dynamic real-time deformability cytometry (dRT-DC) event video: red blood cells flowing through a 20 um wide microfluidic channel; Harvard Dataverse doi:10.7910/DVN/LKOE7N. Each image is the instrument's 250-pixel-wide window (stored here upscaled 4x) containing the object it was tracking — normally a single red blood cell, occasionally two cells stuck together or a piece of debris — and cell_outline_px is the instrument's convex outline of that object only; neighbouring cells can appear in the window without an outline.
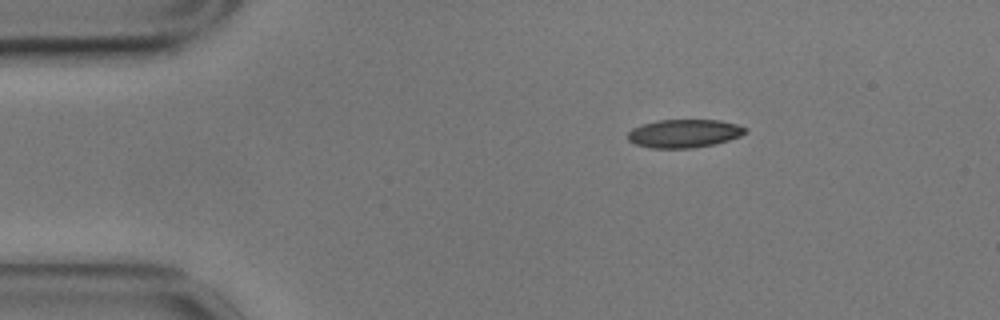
{"species": "common noctule bat (a hibernating species)", "species_latin": "Nyctalus noctula", "temperature_condition": "cold", "stored_images_in_passage": 49, "camera_frame_rate_fps": 3000, "um_per_image_px": 0.085, "animal": {"sex": "male", "body_mass_g": 17.9}, "frame": {"image": 1, "passage_image": 1, "time_ms": 0.0, "image_size_px": [1000, 320], "cell_outline_px": [[748, 132], [740, 136], [728, 140], [712, 144], [692, 148], [652, 148], [636, 144], [628, 140], [628, 132], [632, 128], [644, 124], [660, 120], [720, 120], [736, 124], [748, 128]], "centroid_in_image_um": [58.17, 11.34], "position_along_channel_um": 26.8, "area_um2": 19.25}}
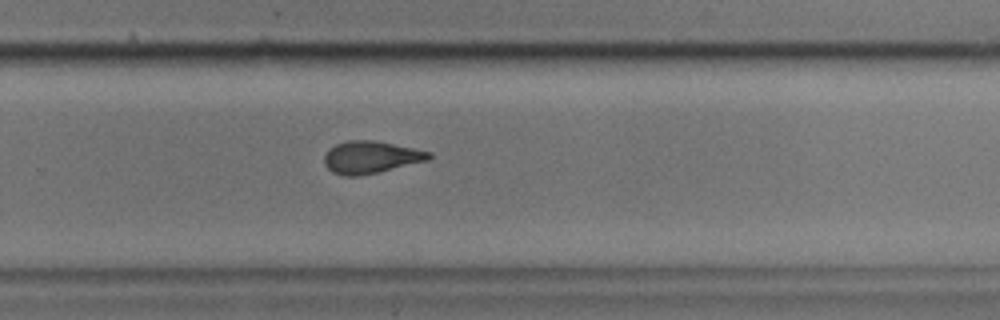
{"frame": {"image": 2, "passage_image": 29, "time_ms": 9.333, "image_size_px": [1000, 320], "cell_outline_px": [[432, 156], [428, 160], [376, 172], [356, 176], [344, 176], [332, 172], [324, 164], [324, 156], [328, 148], [336, 144], [348, 140], [372, 140], [432, 152]], "centroid_in_image_um": [31.47, 13.36], "position_along_channel_um": 298.3, "area_um2": 19.42}}
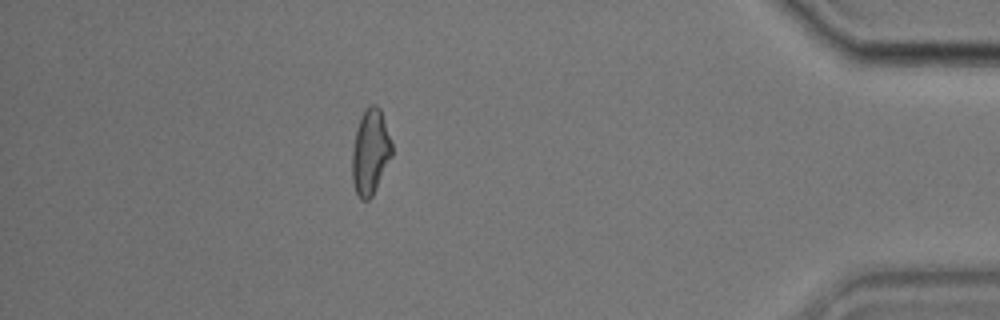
{"frame": {"image": 3, "passage_image": 42, "time_ms": 13.667, "image_size_px": [1000, 320], "cell_outline_px": [[392, 156], [372, 196], [368, 200], [360, 200], [356, 196], [352, 180], [352, 152], [356, 132], [364, 108], [372, 104], [376, 104], [380, 108], [392, 144]], "centroid_in_image_um": [31.47, 12.95], "position_along_channel_um": 403.7, "area_um2": 19.71}, "authors_computed_cell_mechanics": {"area_um2": 19.8254, "velocity_mm_per_s": 3.5023, "shape_relaxation_time_tau1_ms": 4.4578, "shape_relaxation_time_tau2_ms": 2.2751, "deformation_change_tau1": 0.1544, "deformation_change_tau2": 0.0971}}